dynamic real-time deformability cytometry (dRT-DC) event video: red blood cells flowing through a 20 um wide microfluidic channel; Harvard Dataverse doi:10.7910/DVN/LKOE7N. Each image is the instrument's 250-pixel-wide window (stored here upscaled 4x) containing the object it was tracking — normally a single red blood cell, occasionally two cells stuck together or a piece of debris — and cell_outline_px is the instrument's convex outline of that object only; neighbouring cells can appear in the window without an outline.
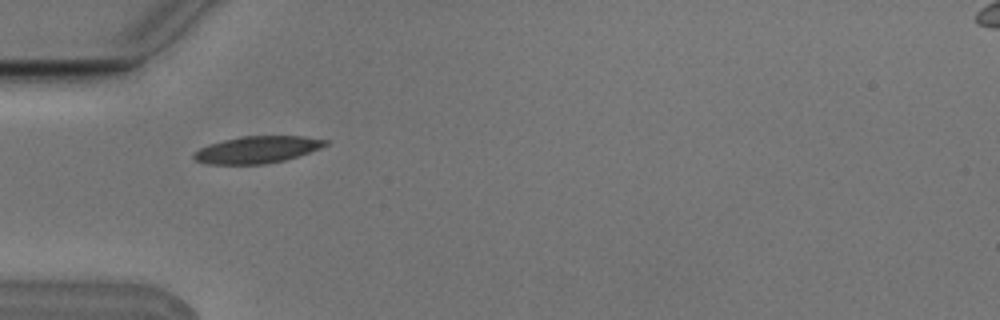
{"species": "Egyptian fruit bat (a non-hibernating species)", "species_latin": "Rousettus aegyptiacus", "temperature_condition": "cold", "stored_images_in_passage": 11, "camera_frame_rate_fps": 3000, "um_per_image_px": 0.085, "animal": {"sex": "male"}, "frame": {"image": 1, "passage_image": 1, "time_ms": 0.0, "image_size_px": [1000, 320], "cell_outline_px": [[328, 144], [320, 148], [284, 160], [264, 164], [208, 164], [196, 160], [192, 156], [192, 152], [208, 144], [224, 140], [244, 136], [300, 136], [328, 140]], "centroid_in_image_um": [21.82, 12.72], "position_along_channel_um": 63.2, "area_um2": 20.46}}
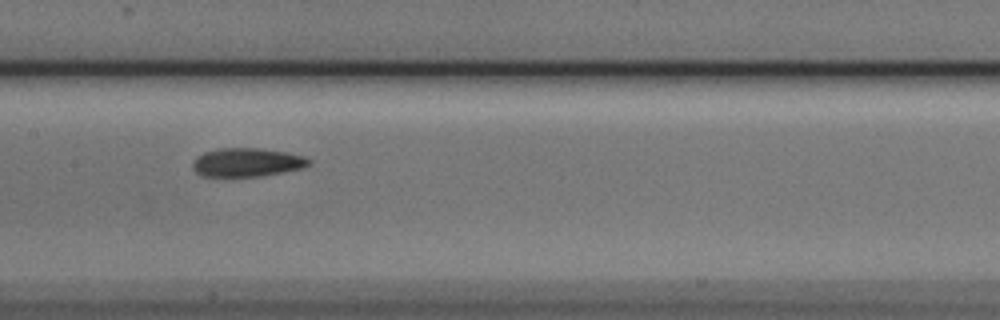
{"frame": {"image": 2, "passage_image": 4, "time_ms": 1.0, "image_size_px": [1000, 320], "cell_outline_px": [[312, 164], [304, 168], [284, 172], [260, 176], [200, 176], [192, 168], [192, 164], [196, 156], [204, 152], [216, 148], [260, 148], [288, 152], [304, 156], [312, 160]], "centroid_in_image_um": [21.02, 13.79], "position_along_channel_um": 186.4, "area_um2": 19.71}}
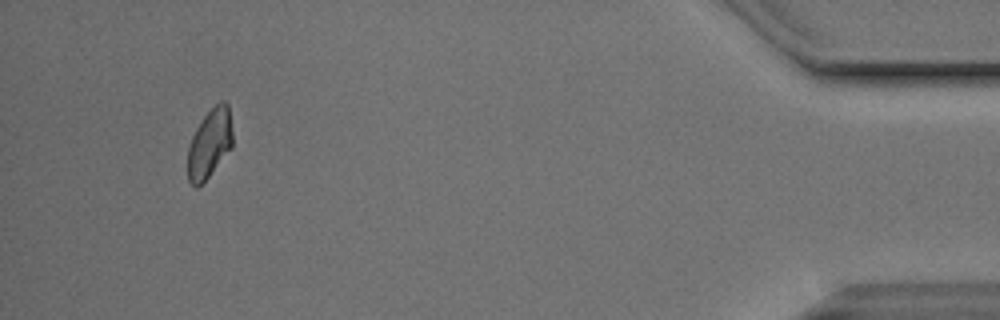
{"frame": {"image": 3, "passage_image": 10, "time_ms": 3.0, "image_size_px": [1000, 320], "cell_outline_px": [[232, 148], [208, 176], [196, 188], [188, 180], [188, 148], [192, 136], [196, 128], [204, 116], [220, 100], [224, 100], [228, 104], [232, 132]], "centroid_in_image_um": [17.82, 12.17], "position_along_channel_um": 417.4, "area_um2": 17.8}}